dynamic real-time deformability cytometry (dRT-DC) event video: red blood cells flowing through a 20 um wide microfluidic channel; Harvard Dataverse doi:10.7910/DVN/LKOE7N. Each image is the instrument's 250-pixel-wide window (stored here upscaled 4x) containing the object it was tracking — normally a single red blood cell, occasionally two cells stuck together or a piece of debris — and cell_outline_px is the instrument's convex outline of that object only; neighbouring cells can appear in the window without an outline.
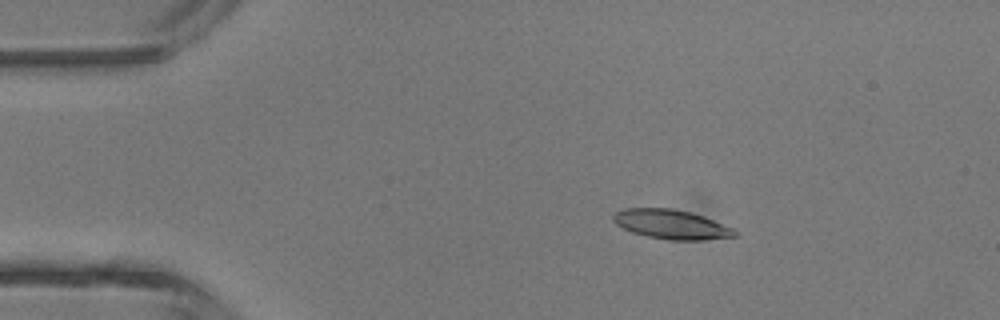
{"species": "common noctule bat (a hibernating species)", "species_latin": "Nyctalus noctula", "temperature_condition": "room temperature", "stored_images_in_passage": 5, "camera_frame_rate_fps": 3000, "um_per_image_px": 0.085, "animal": {"sex": "male", "body_mass_g": 13.3}, "frame": {"image": 1, "passage_image": 3, "time_ms": 2.333, "image_size_px": [1000, 320], "cell_outline_px": [[740, 236], [704, 240], [668, 240], [648, 236], [632, 232], [616, 224], [612, 220], [612, 216], [616, 212], [624, 208], [672, 208], [692, 212], [704, 216], [732, 228], [740, 232]], "centroid_in_image_um": [57.1, 19.07], "position_along_channel_um": 27.9, "area_um2": 20.98}}
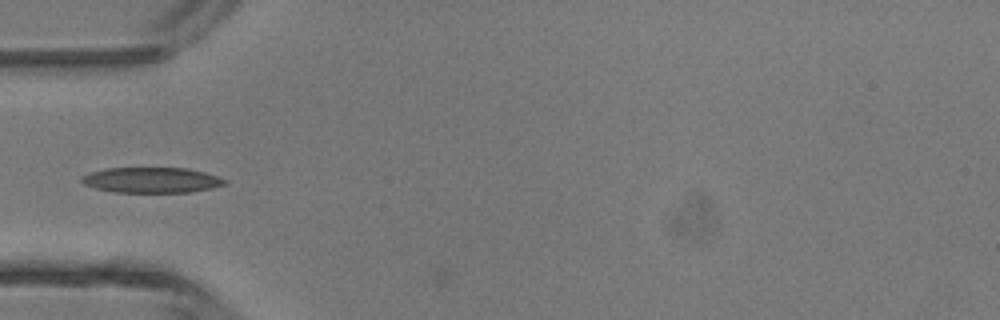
{"frame": {"image": 2, "passage_image": 5, "time_ms": 4.667, "image_size_px": [1000, 320], "cell_outline_px": [[228, 184], [212, 188], [192, 192], [116, 192], [96, 188], [84, 184], [80, 180], [80, 176], [92, 172], [108, 168], [188, 168], [204, 172], [228, 180]], "centroid_in_image_um": [12.92, 15.3], "position_along_channel_um": 72.1, "area_um2": 21.21}}